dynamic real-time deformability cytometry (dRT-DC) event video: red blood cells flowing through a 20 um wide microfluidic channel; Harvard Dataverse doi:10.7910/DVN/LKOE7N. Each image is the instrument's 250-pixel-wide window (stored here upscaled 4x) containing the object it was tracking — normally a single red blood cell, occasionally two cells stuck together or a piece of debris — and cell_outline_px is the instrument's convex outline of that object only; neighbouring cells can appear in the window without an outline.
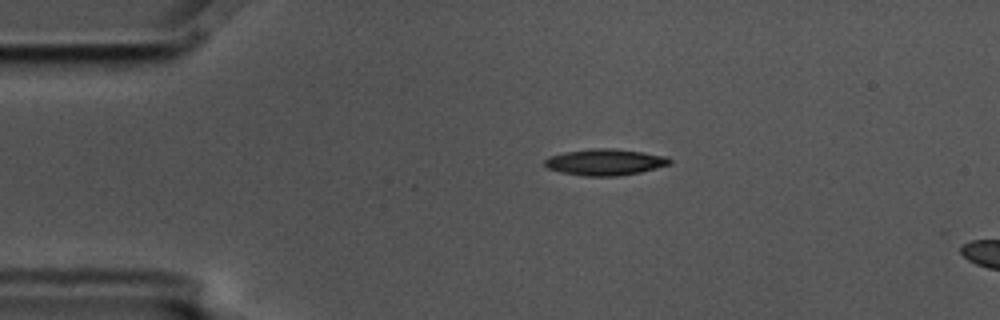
{"species": "common noctule bat (a hibernating species)", "species_latin": "Nyctalus noctula", "temperature_condition": "cold", "stored_images_in_passage": 4, "camera_frame_rate_fps": 3000, "um_per_image_px": 0.085, "animal": {"sex": "male", "body_mass_g": 17.5, "forearm_length_mm": 52.3}, "frame": {"image": 1, "passage_image": 4, "time_ms": 1.0, "image_size_px": [1000, 320], "cell_outline_px": [[672, 164], [640, 172], [616, 176], [584, 176], [560, 172], [548, 168], [544, 164], [544, 160], [548, 156], [564, 152], [596, 148], [612, 148], [668, 156], [672, 160]], "centroid_in_image_um": [51.43, 13.78], "position_along_channel_um": 33.6, "area_um2": 19.19}}